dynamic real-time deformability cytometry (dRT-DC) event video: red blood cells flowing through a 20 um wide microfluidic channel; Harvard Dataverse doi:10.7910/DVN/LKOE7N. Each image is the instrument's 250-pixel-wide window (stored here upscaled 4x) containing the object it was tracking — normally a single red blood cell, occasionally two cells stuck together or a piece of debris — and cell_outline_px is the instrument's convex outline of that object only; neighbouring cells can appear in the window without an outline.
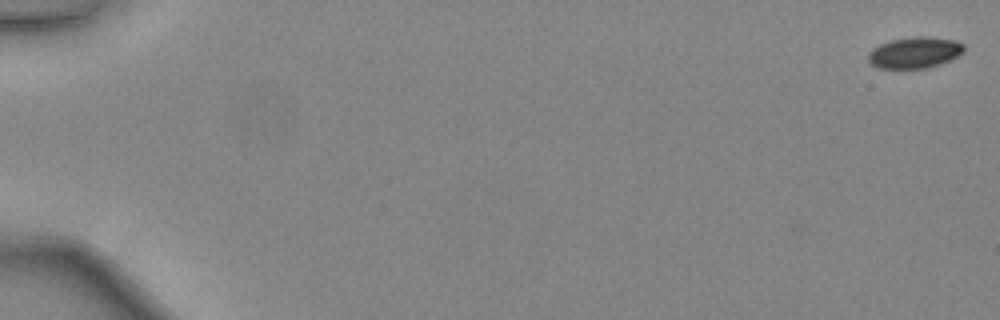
{"species": "common noctule bat (a hibernating species)", "species_latin": "Nyctalus noctula", "temperature_condition": "warm", "stored_images_in_passage": 48, "camera_frame_rate_fps": 3000, "um_per_image_px": 0.085, "animal": {"sex": "female", "body_mass_g": 24.6, "forearm_length_mm": 56.2}, "frame": {"image": 1, "passage_image": 1, "time_ms": 0.0, "image_size_px": [1000, 320], "cell_outline_px": [[964, 52], [940, 64], [924, 68], [880, 68], [872, 64], [868, 60], [868, 52], [872, 48], [880, 44], [892, 40], [912, 36], [928, 36], [956, 40], [964, 44]], "centroid_in_image_um": [77.75, 4.45], "position_along_channel_um": 7.3, "area_um2": 17.4}}
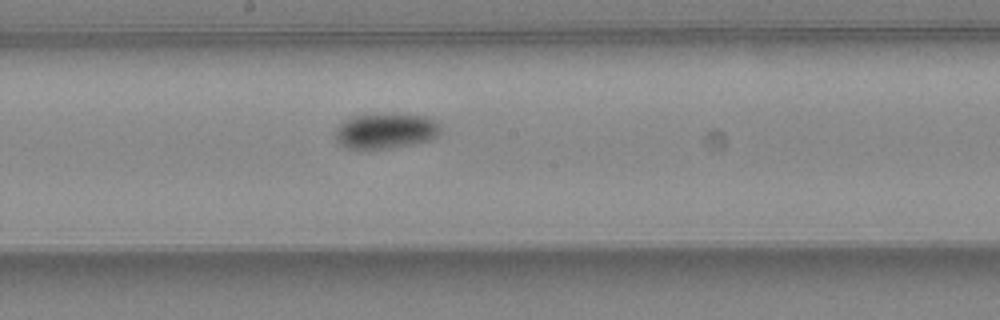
{"frame": {"image": 2, "passage_image": 28, "time_ms": 9.0, "image_size_px": [1000, 320], "cell_outline_px": [[440, 132], [436, 136], [428, 140], [412, 144], [392, 148], [348, 148], [340, 144], [336, 140], [336, 128], [344, 120], [352, 116], [424, 116], [440, 124]], "centroid_in_image_um": [32.76, 11.16], "position_along_channel_um": 215.4, "area_um2": 20.75}}
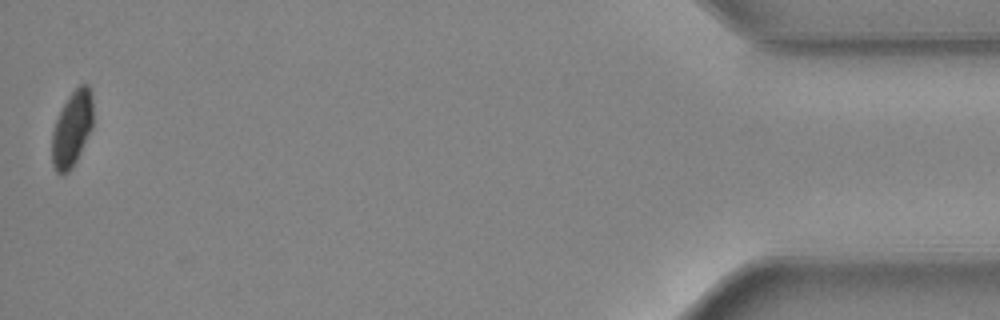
{"frame": {"image": 3, "passage_image": 48, "time_ms": 15.667, "image_size_px": [1000, 320], "cell_outline_px": [[92, 128], [72, 168], [64, 176], [60, 176], [56, 172], [52, 164], [52, 132], [56, 120], [68, 96], [80, 84], [88, 84], [92, 92]], "centroid_in_image_um": [6.11, 10.97], "position_along_channel_um": 429.1, "area_um2": 18.09}, "authors_computed_cell_mechanics": {"area_um2": 19.6809, "velocity_mm_per_s": 4.4549, "shape_relaxation_time_tau1_ms": 5.4013, "shape_relaxation_time_tau2_ms": null, "deformation_change_tau1": 0.0849, "deformation_change_tau2": null}}